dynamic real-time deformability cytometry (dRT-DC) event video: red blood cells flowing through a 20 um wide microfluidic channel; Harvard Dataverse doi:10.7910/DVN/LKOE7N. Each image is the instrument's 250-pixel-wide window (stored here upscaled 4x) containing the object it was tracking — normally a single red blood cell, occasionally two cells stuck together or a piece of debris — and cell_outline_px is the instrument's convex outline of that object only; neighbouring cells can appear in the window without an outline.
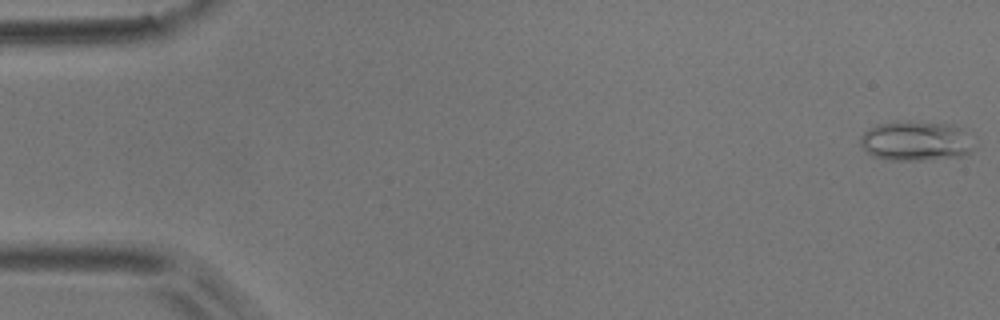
{"species": "common noctule bat (a hibernating species)", "species_latin": "Nyctalus noctula", "temperature_condition": "room temperature", "stored_images_in_passage": 54, "camera_frame_rate_fps": 3000, "um_per_image_px": 0.085, "animal": {"sex": "male", "body_mass_g": 17.9}, "frame": {"image": 1, "passage_image": 1, "time_ms": 0.0, "image_size_px": [1000, 320], "cell_outline_px": [[972, 152], [960, 156], [920, 160], [892, 160], [872, 156], [860, 144], [860, 136], [864, 132], [876, 124], [896, 120], [900, 120], [952, 124], [960, 128], [964, 132], [972, 148]], "centroid_in_image_um": [77.77, 11.96], "position_along_channel_um": 7.2, "area_um2": 26.18}}
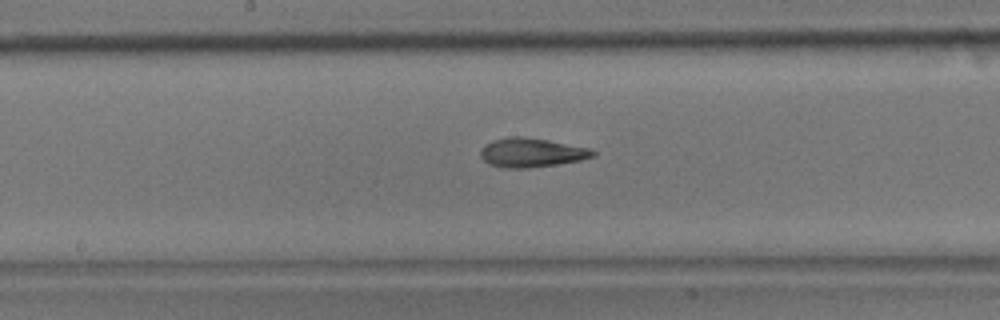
{"frame": {"image": 2, "passage_image": 28, "time_ms": 9.0, "image_size_px": [1000, 320], "cell_outline_px": [[596, 156], [580, 160], [556, 164], [528, 168], [504, 168], [488, 164], [480, 156], [480, 148], [484, 144], [496, 140], [512, 136], [524, 136], [548, 140], [592, 148], [596, 152]], "centroid_in_image_um": [45.19, 12.97], "position_along_channel_um": 203.0, "area_um2": 19.19}}
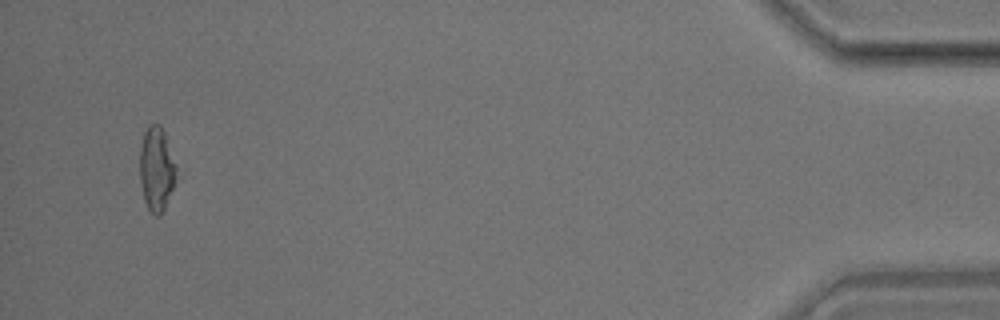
{"frame": {"image": 3, "passage_image": 52, "time_ms": 17.0, "image_size_px": [1000, 320], "cell_outline_px": [[180, 176], [160, 216], [156, 216], [148, 208], [144, 200], [140, 184], [140, 148], [144, 132], [152, 124], [160, 124], [164, 132], [176, 164]], "centroid_in_image_um": [13.34, 14.4], "position_along_channel_um": 421.9, "area_um2": 18.21}, "authors_computed_cell_mechanics": {"area_um2": 19.3052, "velocity_mm_per_s": 3.7164, "shape_relaxation_time_tau1_ms": 8.9825, "shape_relaxation_time_tau2_ms": 3.767, "deformation_change_tau1": 0.2116, "deformation_change_tau2": 0.1314}}